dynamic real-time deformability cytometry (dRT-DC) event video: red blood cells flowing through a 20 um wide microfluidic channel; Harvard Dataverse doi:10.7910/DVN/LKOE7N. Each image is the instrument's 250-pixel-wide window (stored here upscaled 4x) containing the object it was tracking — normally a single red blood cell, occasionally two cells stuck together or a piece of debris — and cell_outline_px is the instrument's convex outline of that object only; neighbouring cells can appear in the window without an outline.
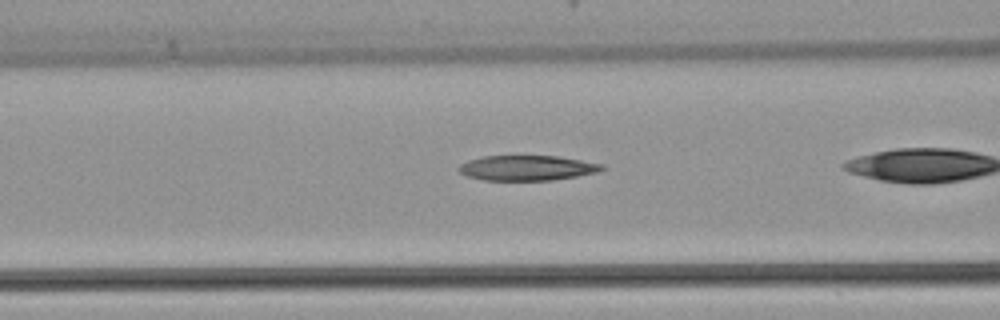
{"species": "common noctule bat (a hibernating species)", "species_latin": "Nyctalus noctula", "temperature_condition": "warm", "stored_images_in_passage": 25, "camera_frame_rate_fps": 3000, "um_per_image_px": 0.085, "animal": {"sex": "female", "body_mass_g": 22.7, "forearm_length_mm": 54.2}, "frame": {"image": 1, "passage_image": 16, "time_ms": 5.0, "image_size_px": [1000, 320], "cell_outline_px": [[608, 168], [596, 172], [576, 176], [552, 180], [484, 180], [468, 176], [460, 172], [456, 168], [460, 164], [468, 160], [484, 156], [560, 156], [604, 164]], "centroid_in_image_um": [44.82, 14.27], "position_along_channel_um": 121.8, "area_um2": 20.98}}